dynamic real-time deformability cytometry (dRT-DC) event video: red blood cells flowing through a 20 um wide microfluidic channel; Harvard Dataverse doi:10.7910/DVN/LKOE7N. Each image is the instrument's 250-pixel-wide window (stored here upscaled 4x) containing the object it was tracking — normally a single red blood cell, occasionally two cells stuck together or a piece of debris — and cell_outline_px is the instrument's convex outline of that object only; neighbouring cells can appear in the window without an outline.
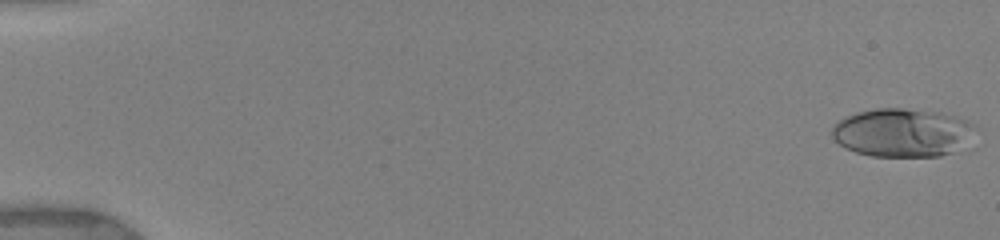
{"species": "human", "species_latin": "Homo sapiens", "temperature_condition": "warm", "stored_images_in_passage": 20, "camera_frame_rate_fps": 3000, "um_per_image_px": 0.085, "donor": {"sex": "female"}, "frame": {"image": 1, "passage_image": 1, "time_ms": 0.0, "image_size_px": [1000, 240], "cell_outline_px": [[976, 128], [952, 152], [940, 156], [872, 156], [856, 152], [844, 148], [832, 136], [832, 128], [844, 116], [876, 108], [904, 108], [940, 112], [956, 116], [968, 120], [976, 124]], "centroid_in_image_um": [76.66, 11.25], "position_along_channel_um": 8.3, "area_um2": 40.0}}
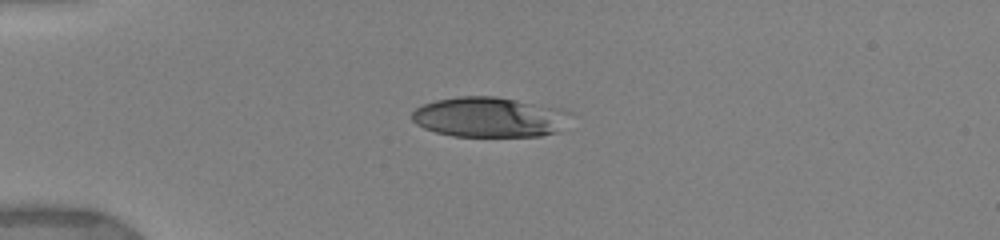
{"frame": {"image": 2, "passage_image": 7, "time_ms": 4.333, "image_size_px": [1000, 240], "cell_outline_px": [[572, 112], [560, 132], [540, 136], [452, 136], [436, 132], [424, 128], [416, 124], [412, 120], [412, 112], [416, 108], [424, 104], [436, 100], [460, 96], [496, 96], [564, 108]], "centroid_in_image_um": [41.65, 9.95], "position_along_channel_um": 43.4, "area_um2": 37.4}}
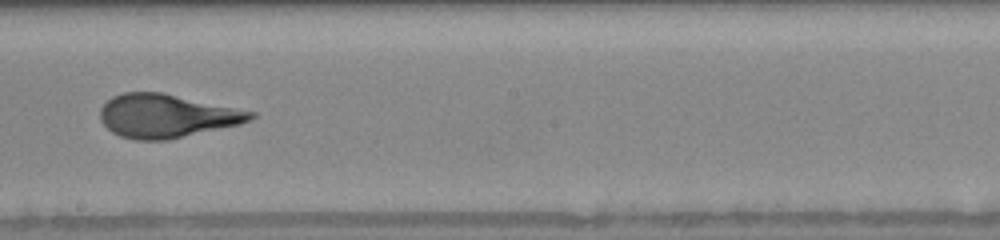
{"frame": {"image": 3, "passage_image": 16, "time_ms": 10.0, "image_size_px": [1000, 240], "cell_outline_px": [[256, 116], [252, 120], [240, 124], [168, 140], [136, 140], [120, 136], [112, 132], [100, 120], [100, 108], [112, 96], [124, 92], [160, 92], [256, 112]], "centroid_in_image_um": [14.16, 9.86], "position_along_channel_um": 234.0, "area_um2": 37.97}}